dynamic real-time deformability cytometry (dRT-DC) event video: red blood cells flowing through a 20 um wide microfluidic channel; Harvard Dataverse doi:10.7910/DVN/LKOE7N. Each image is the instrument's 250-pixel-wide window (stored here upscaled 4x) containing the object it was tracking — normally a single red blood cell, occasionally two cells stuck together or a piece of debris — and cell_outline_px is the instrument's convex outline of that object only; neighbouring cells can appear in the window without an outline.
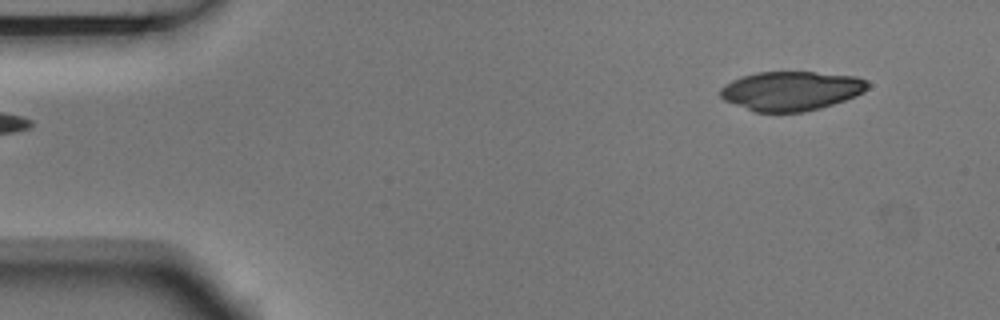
{"species": "Egyptian fruit bat (a non-hibernating species)", "species_latin": "Rousettus aegyptiacus", "temperature_condition": "room temperature", "stored_images_in_passage": 5, "segment_of_instrument_passage": [2, 2], "camera_frame_rate_fps": 3000, "um_per_image_px": 0.085, "animal": {"sex": "male"}, "frame": {"image": 1, "passage_image": 5, "time_ms": 1.333, "image_size_px": [1000, 320], "cell_outline_px": [[872, 84], [864, 92], [844, 100], [820, 108], [804, 112], [756, 112], [724, 100], [720, 96], [720, 88], [724, 84], [740, 76], [756, 72], [816, 72], [856, 76], [868, 80]], "centroid_in_image_um": [67.26, 7.71], "position_along_channel_um": 17.7, "area_um2": 33.87}}